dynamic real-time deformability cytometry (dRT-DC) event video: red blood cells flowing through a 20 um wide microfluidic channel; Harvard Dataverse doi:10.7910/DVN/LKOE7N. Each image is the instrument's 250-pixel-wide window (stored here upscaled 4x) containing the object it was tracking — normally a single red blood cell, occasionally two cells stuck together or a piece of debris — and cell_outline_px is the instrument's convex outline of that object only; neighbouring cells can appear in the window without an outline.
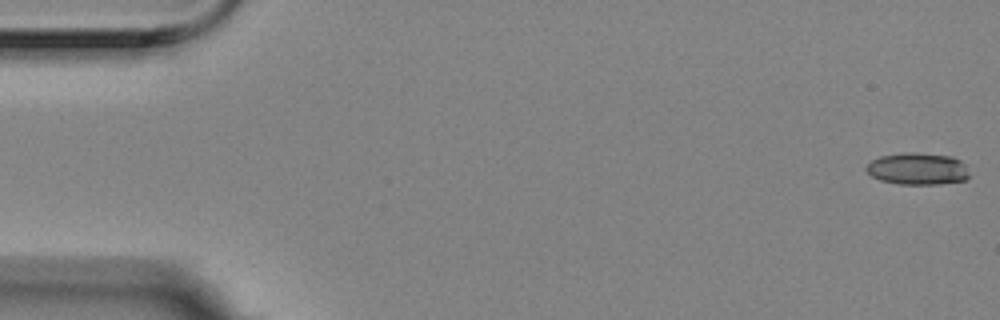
{"species": "Egyptian fruit bat (a non-hibernating species)", "species_latin": "Rousettus aegyptiacus", "temperature_condition": "room temperature", "stored_images_in_passage": 9, "camera_frame_rate_fps": 3000, "um_per_image_px": 0.085, "animal": {"sex": "female"}, "frame": {"image": 1, "passage_image": 1, "time_ms": 0.0, "image_size_px": [1000, 320], "cell_outline_px": [[968, 176], [964, 180], [940, 184], [900, 184], [880, 180], [872, 176], [864, 168], [872, 160], [880, 156], [904, 152], [916, 152], [952, 156], [960, 160], [964, 164]], "centroid_in_image_um": [77.97, 14.33], "position_along_channel_um": 7.0, "area_um2": 19.13}}
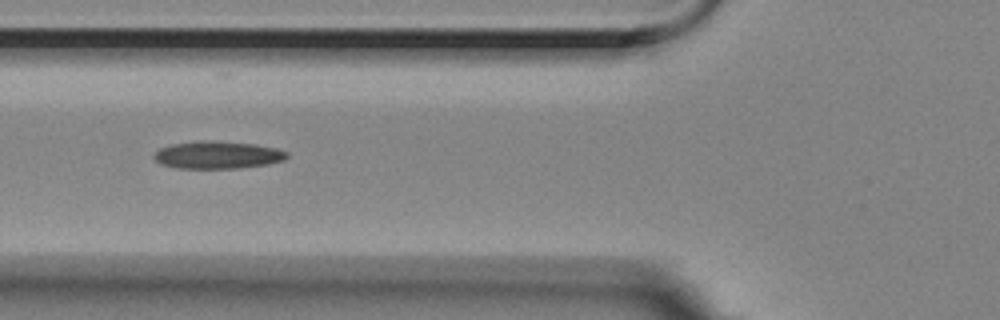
{"frame": {"image": 2, "passage_image": 6, "time_ms": 1.667, "image_size_px": [1000, 320], "cell_outline_px": [[288, 156], [284, 160], [268, 164], [240, 168], [176, 168], [160, 164], [152, 156], [160, 148], [172, 144], [200, 140], [204, 140], [256, 144], [276, 148], [288, 152]], "centroid_in_image_um": [18.49, 13.17], "position_along_channel_um": 107.3, "area_um2": 21.33}}
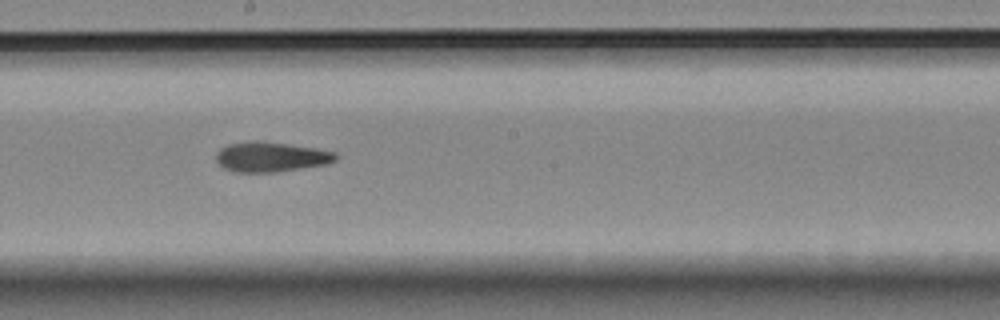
{"frame": {"image": 3, "passage_image": 9, "time_ms": 2.667, "image_size_px": [1000, 320], "cell_outline_px": [[340, 156], [336, 160], [328, 164], [276, 172], [236, 172], [224, 168], [216, 160], [216, 152], [220, 148], [228, 144], [252, 140], [260, 140], [316, 148], [336, 152]], "centroid_in_image_um": [23.05, 13.32], "position_along_channel_um": 225.2, "area_um2": 21.1}}